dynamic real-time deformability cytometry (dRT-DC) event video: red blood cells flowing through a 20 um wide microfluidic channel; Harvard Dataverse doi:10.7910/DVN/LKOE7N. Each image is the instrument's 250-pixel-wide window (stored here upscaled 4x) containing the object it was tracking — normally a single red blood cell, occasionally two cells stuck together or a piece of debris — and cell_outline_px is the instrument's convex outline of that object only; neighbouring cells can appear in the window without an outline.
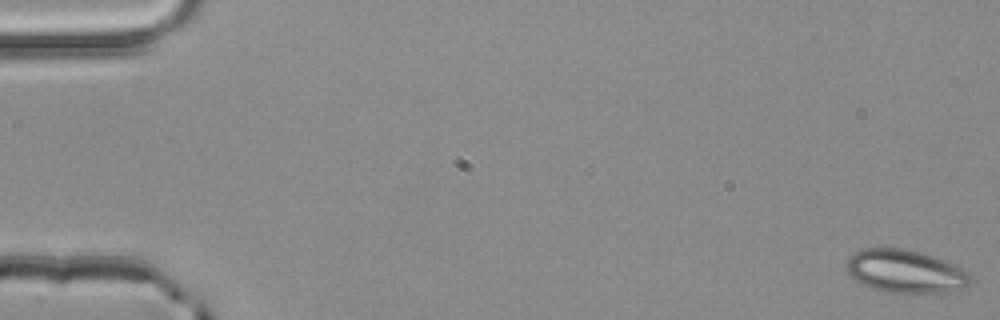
{"species": "common noctule bat (a hibernating species)", "species_latin": "Nyctalus noctula", "temperature_condition": "room temperature", "stored_images_in_passage": 53, "camera_frame_rate_fps": 3000, "um_per_image_px": 0.085, "animal": {"sex": "male", "body_mass_g": 20.4}, "frame": {"image": 1, "passage_image": 1, "time_ms": 0.0, "image_size_px": [1000, 320], "cell_outline_px": [[968, 284], [964, 288], [936, 292], [888, 292], [864, 284], [852, 276], [848, 272], [848, 256], [864, 248], [908, 248], [932, 256], [952, 264], [968, 272]], "centroid_in_image_um": [76.93, 23.03], "position_along_channel_um": 8.1, "area_um2": 30.11}}
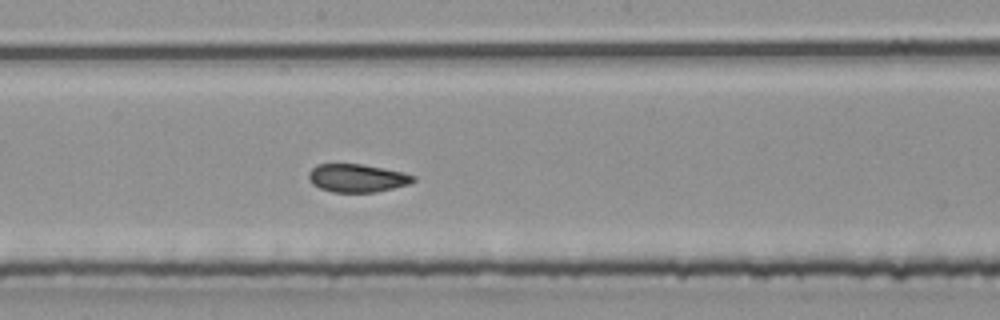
{"frame": {"image": 2, "passage_image": 29, "time_ms": 9.333, "image_size_px": [1000, 320], "cell_outline_px": [[416, 180], [408, 184], [376, 192], [332, 192], [320, 188], [312, 184], [308, 176], [308, 172], [316, 164], [360, 164], [384, 168], [416, 176]], "centroid_in_image_um": [30.33, 15.13], "position_along_channel_um": 217.9, "area_um2": 17.05}}
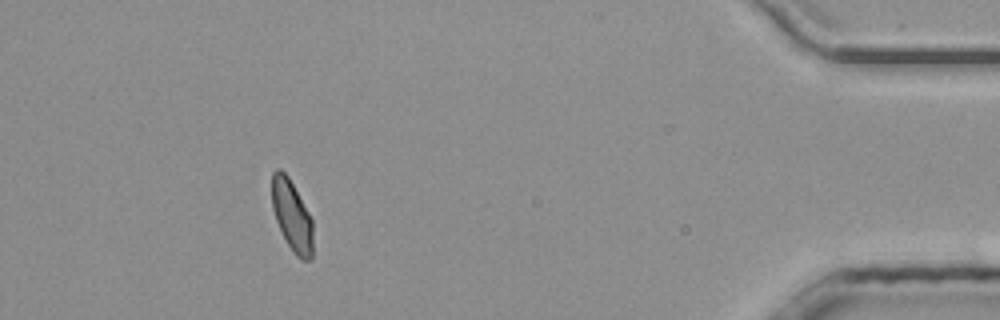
{"frame": {"image": 3, "passage_image": 48, "time_ms": 15.667, "image_size_px": [1000, 320], "cell_outline_px": [[312, 260], [304, 260], [296, 256], [292, 252], [276, 220], [272, 208], [272, 172], [276, 168], [280, 168], [288, 176], [308, 212], [312, 220]], "centroid_in_image_um": [24.8, 18.33], "position_along_channel_um": 410.4, "area_um2": 16.76}, "authors_computed_cell_mechanics": {"area_um2": 18.0914, "velocity_mm_per_s": 4.0126, "shape_relaxation_time_tau1_ms": null, "shape_relaxation_time_tau2_ms": 1.2792, "deformation_change_tau1": null, "deformation_change_tau2": 0.0653}}